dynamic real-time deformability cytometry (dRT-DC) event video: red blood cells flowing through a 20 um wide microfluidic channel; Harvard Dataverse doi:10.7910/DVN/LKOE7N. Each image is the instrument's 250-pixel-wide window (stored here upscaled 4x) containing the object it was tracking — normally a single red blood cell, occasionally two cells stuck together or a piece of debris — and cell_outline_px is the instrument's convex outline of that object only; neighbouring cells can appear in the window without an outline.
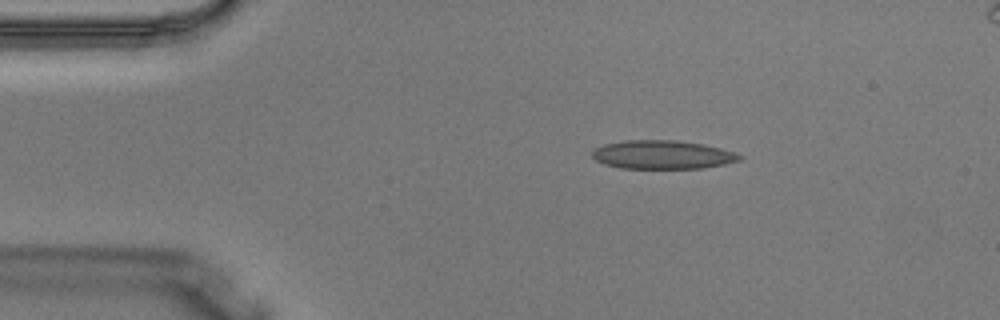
{"species": "Egyptian fruit bat (a non-hibernating species)", "species_latin": "Rousettus aegyptiacus", "temperature_condition": "warm", "stored_images_in_passage": 3, "camera_frame_rate_fps": 3000, "um_per_image_px": 0.085, "animal": {"sex": "male"}, "frame": {"image": 1, "passage_image": 1, "time_ms": 0.0, "image_size_px": [1000, 320], "cell_outline_px": [[744, 156], [740, 160], [724, 164], [704, 168], [620, 168], [604, 164], [596, 160], [592, 156], [592, 152], [596, 148], [604, 144], [624, 140], [676, 140], [704, 144], [736, 152]], "centroid_in_image_um": [56.33, 13.14], "position_along_channel_um": 28.7, "area_um2": 24.62}}